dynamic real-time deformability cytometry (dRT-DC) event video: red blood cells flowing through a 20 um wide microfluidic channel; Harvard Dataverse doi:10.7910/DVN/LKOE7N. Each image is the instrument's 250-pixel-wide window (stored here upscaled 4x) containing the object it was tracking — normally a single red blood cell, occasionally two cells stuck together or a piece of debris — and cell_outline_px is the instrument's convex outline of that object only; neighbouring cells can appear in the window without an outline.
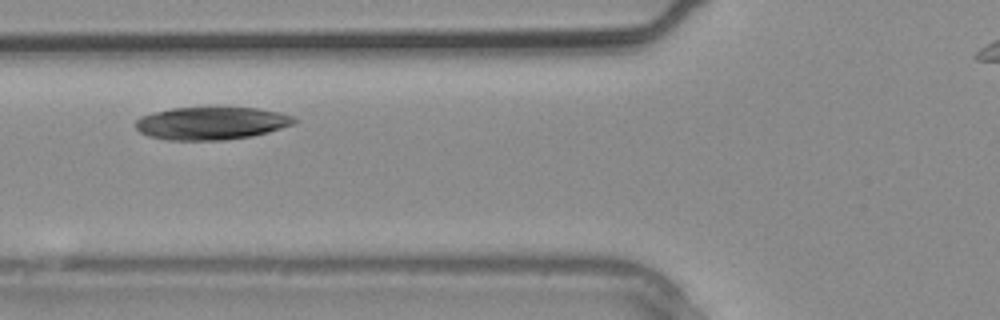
{"species": "common noctule bat (a hibernating species)", "species_latin": "Nyctalus noctula", "temperature_condition": "warm", "stored_images_in_passage": 4, "camera_frame_rate_fps": 3000, "um_per_image_px": 0.085, "animal": {"sex": "male", "body_mass_g": 20.4}, "frame": {"image": 1, "passage_image": 4, "time_ms": 1.0, "image_size_px": [1000, 320], "cell_outline_px": [[300, 120], [296, 124], [268, 132], [252, 136], [224, 140], [168, 140], [148, 136], [140, 132], [136, 128], [136, 120], [140, 116], [152, 112], [172, 108], [256, 108], [276, 112], [292, 116]], "centroid_in_image_um": [17.96, 10.48], "position_along_channel_um": 107.8, "area_um2": 30.29}}